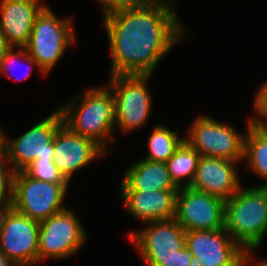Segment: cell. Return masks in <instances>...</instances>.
<instances>
[{"label": "cell", "mask_w": 267, "mask_h": 266, "mask_svg": "<svg viewBox=\"0 0 267 266\" xmlns=\"http://www.w3.org/2000/svg\"><path fill=\"white\" fill-rule=\"evenodd\" d=\"M176 9L161 0L103 14L111 56L110 75H151L185 37Z\"/></svg>", "instance_id": "cell-1"}, {"label": "cell", "mask_w": 267, "mask_h": 266, "mask_svg": "<svg viewBox=\"0 0 267 266\" xmlns=\"http://www.w3.org/2000/svg\"><path fill=\"white\" fill-rule=\"evenodd\" d=\"M83 94L58 108L63 122L71 131L92 139L107 152L109 149L106 145L112 141L110 138L115 128L112 90L108 86L90 88Z\"/></svg>", "instance_id": "cell-2"}, {"label": "cell", "mask_w": 267, "mask_h": 266, "mask_svg": "<svg viewBox=\"0 0 267 266\" xmlns=\"http://www.w3.org/2000/svg\"><path fill=\"white\" fill-rule=\"evenodd\" d=\"M224 228L246 251L260 247L267 234V187L241 186L225 200Z\"/></svg>", "instance_id": "cell-3"}, {"label": "cell", "mask_w": 267, "mask_h": 266, "mask_svg": "<svg viewBox=\"0 0 267 266\" xmlns=\"http://www.w3.org/2000/svg\"><path fill=\"white\" fill-rule=\"evenodd\" d=\"M51 9L47 5L37 16L24 47L46 75L62 58L66 48L75 42L71 19L59 18Z\"/></svg>", "instance_id": "cell-4"}, {"label": "cell", "mask_w": 267, "mask_h": 266, "mask_svg": "<svg viewBox=\"0 0 267 266\" xmlns=\"http://www.w3.org/2000/svg\"><path fill=\"white\" fill-rule=\"evenodd\" d=\"M152 75H113L107 86L114 96L115 127L124 132L145 126L152 107L148 82ZM118 124V125H117Z\"/></svg>", "instance_id": "cell-5"}, {"label": "cell", "mask_w": 267, "mask_h": 266, "mask_svg": "<svg viewBox=\"0 0 267 266\" xmlns=\"http://www.w3.org/2000/svg\"><path fill=\"white\" fill-rule=\"evenodd\" d=\"M68 185L30 178L23 171L15 172L12 208L33 220H46L67 208L63 200Z\"/></svg>", "instance_id": "cell-6"}, {"label": "cell", "mask_w": 267, "mask_h": 266, "mask_svg": "<svg viewBox=\"0 0 267 266\" xmlns=\"http://www.w3.org/2000/svg\"><path fill=\"white\" fill-rule=\"evenodd\" d=\"M63 124L62 114L57 108L18 138L10 139L5 134L4 155L13 170L22 171L34 160H53V140Z\"/></svg>", "instance_id": "cell-7"}, {"label": "cell", "mask_w": 267, "mask_h": 266, "mask_svg": "<svg viewBox=\"0 0 267 266\" xmlns=\"http://www.w3.org/2000/svg\"><path fill=\"white\" fill-rule=\"evenodd\" d=\"M184 140L201 156L240 162L244 159L245 133L217 122L210 116H200L191 124Z\"/></svg>", "instance_id": "cell-8"}, {"label": "cell", "mask_w": 267, "mask_h": 266, "mask_svg": "<svg viewBox=\"0 0 267 266\" xmlns=\"http://www.w3.org/2000/svg\"><path fill=\"white\" fill-rule=\"evenodd\" d=\"M73 210L54 214L39 224L38 263L44 259H65L80 250L86 241V232Z\"/></svg>", "instance_id": "cell-9"}, {"label": "cell", "mask_w": 267, "mask_h": 266, "mask_svg": "<svg viewBox=\"0 0 267 266\" xmlns=\"http://www.w3.org/2000/svg\"><path fill=\"white\" fill-rule=\"evenodd\" d=\"M147 228L128 234L146 266H161L167 258L185 248V230L176 219L148 222Z\"/></svg>", "instance_id": "cell-10"}, {"label": "cell", "mask_w": 267, "mask_h": 266, "mask_svg": "<svg viewBox=\"0 0 267 266\" xmlns=\"http://www.w3.org/2000/svg\"><path fill=\"white\" fill-rule=\"evenodd\" d=\"M225 200L190 187L179 188L176 217L185 231L224 228Z\"/></svg>", "instance_id": "cell-11"}, {"label": "cell", "mask_w": 267, "mask_h": 266, "mask_svg": "<svg viewBox=\"0 0 267 266\" xmlns=\"http://www.w3.org/2000/svg\"><path fill=\"white\" fill-rule=\"evenodd\" d=\"M39 224L12 208L0 234V251L17 266H35L38 263Z\"/></svg>", "instance_id": "cell-12"}, {"label": "cell", "mask_w": 267, "mask_h": 266, "mask_svg": "<svg viewBox=\"0 0 267 266\" xmlns=\"http://www.w3.org/2000/svg\"><path fill=\"white\" fill-rule=\"evenodd\" d=\"M186 247L203 266H239L246 250L225 228L185 231Z\"/></svg>", "instance_id": "cell-13"}, {"label": "cell", "mask_w": 267, "mask_h": 266, "mask_svg": "<svg viewBox=\"0 0 267 266\" xmlns=\"http://www.w3.org/2000/svg\"><path fill=\"white\" fill-rule=\"evenodd\" d=\"M53 163L70 182L74 172L107 152L92 139L82 137L63 124L55 134Z\"/></svg>", "instance_id": "cell-14"}, {"label": "cell", "mask_w": 267, "mask_h": 266, "mask_svg": "<svg viewBox=\"0 0 267 266\" xmlns=\"http://www.w3.org/2000/svg\"><path fill=\"white\" fill-rule=\"evenodd\" d=\"M237 163L201 156L190 188L224 200L229 199L241 187L236 170Z\"/></svg>", "instance_id": "cell-15"}, {"label": "cell", "mask_w": 267, "mask_h": 266, "mask_svg": "<svg viewBox=\"0 0 267 266\" xmlns=\"http://www.w3.org/2000/svg\"><path fill=\"white\" fill-rule=\"evenodd\" d=\"M40 0H1L0 28L8 44L24 48L37 16L47 6Z\"/></svg>", "instance_id": "cell-16"}, {"label": "cell", "mask_w": 267, "mask_h": 266, "mask_svg": "<svg viewBox=\"0 0 267 266\" xmlns=\"http://www.w3.org/2000/svg\"><path fill=\"white\" fill-rule=\"evenodd\" d=\"M179 189L155 191L120 190L127 211L144 223L171 220L176 217Z\"/></svg>", "instance_id": "cell-17"}, {"label": "cell", "mask_w": 267, "mask_h": 266, "mask_svg": "<svg viewBox=\"0 0 267 266\" xmlns=\"http://www.w3.org/2000/svg\"><path fill=\"white\" fill-rule=\"evenodd\" d=\"M120 190L155 191L179 189L172 181L166 163L141 158L125 170Z\"/></svg>", "instance_id": "cell-18"}, {"label": "cell", "mask_w": 267, "mask_h": 266, "mask_svg": "<svg viewBox=\"0 0 267 266\" xmlns=\"http://www.w3.org/2000/svg\"><path fill=\"white\" fill-rule=\"evenodd\" d=\"M244 141V158L249 170L267 181V131L248 119ZM267 187V183L257 185Z\"/></svg>", "instance_id": "cell-19"}, {"label": "cell", "mask_w": 267, "mask_h": 266, "mask_svg": "<svg viewBox=\"0 0 267 266\" xmlns=\"http://www.w3.org/2000/svg\"><path fill=\"white\" fill-rule=\"evenodd\" d=\"M200 157L199 152L184 140L167 160L170 177L178 188L191 186Z\"/></svg>", "instance_id": "cell-20"}, {"label": "cell", "mask_w": 267, "mask_h": 266, "mask_svg": "<svg viewBox=\"0 0 267 266\" xmlns=\"http://www.w3.org/2000/svg\"><path fill=\"white\" fill-rule=\"evenodd\" d=\"M149 137V153L144 159L164 163L184 141V137L180 138L176 131H172L162 124L155 126Z\"/></svg>", "instance_id": "cell-21"}, {"label": "cell", "mask_w": 267, "mask_h": 266, "mask_svg": "<svg viewBox=\"0 0 267 266\" xmlns=\"http://www.w3.org/2000/svg\"><path fill=\"white\" fill-rule=\"evenodd\" d=\"M28 177L50 183H70L53 160H34L22 170Z\"/></svg>", "instance_id": "cell-22"}, {"label": "cell", "mask_w": 267, "mask_h": 266, "mask_svg": "<svg viewBox=\"0 0 267 266\" xmlns=\"http://www.w3.org/2000/svg\"><path fill=\"white\" fill-rule=\"evenodd\" d=\"M13 47H11V49L3 56V58L0 60V74H6L8 72L9 74V70L11 69V67L14 68V65L17 63L18 61L21 60H25V62L27 63V65H29V70L27 72V74L25 73V76H18L16 79L17 81H21L23 80L25 77L28 78L29 75H31V71H32V67L36 66L38 68V70L40 71V73L45 77L47 76L39 67L37 62L27 53L25 48H17V52H15V50ZM17 66V65H15Z\"/></svg>", "instance_id": "cell-23"}, {"label": "cell", "mask_w": 267, "mask_h": 266, "mask_svg": "<svg viewBox=\"0 0 267 266\" xmlns=\"http://www.w3.org/2000/svg\"><path fill=\"white\" fill-rule=\"evenodd\" d=\"M14 174L15 171L7 162L5 155H0V202L13 201Z\"/></svg>", "instance_id": "cell-24"}, {"label": "cell", "mask_w": 267, "mask_h": 266, "mask_svg": "<svg viewBox=\"0 0 267 266\" xmlns=\"http://www.w3.org/2000/svg\"><path fill=\"white\" fill-rule=\"evenodd\" d=\"M253 104L257 113L255 117L252 116V122L260 125L264 119L267 120V80L258 89Z\"/></svg>", "instance_id": "cell-25"}, {"label": "cell", "mask_w": 267, "mask_h": 266, "mask_svg": "<svg viewBox=\"0 0 267 266\" xmlns=\"http://www.w3.org/2000/svg\"><path fill=\"white\" fill-rule=\"evenodd\" d=\"M102 5L103 14L111 10L123 8V7H132L139 6L150 2L152 0H98Z\"/></svg>", "instance_id": "cell-26"}, {"label": "cell", "mask_w": 267, "mask_h": 266, "mask_svg": "<svg viewBox=\"0 0 267 266\" xmlns=\"http://www.w3.org/2000/svg\"><path fill=\"white\" fill-rule=\"evenodd\" d=\"M192 254L187 247L177 249V253L164 260L161 266H189Z\"/></svg>", "instance_id": "cell-27"}, {"label": "cell", "mask_w": 267, "mask_h": 266, "mask_svg": "<svg viewBox=\"0 0 267 266\" xmlns=\"http://www.w3.org/2000/svg\"><path fill=\"white\" fill-rule=\"evenodd\" d=\"M251 250L246 251L240 261V265L239 266H267V260H264L263 262L258 261L257 264L256 262L252 263V258L250 255ZM254 264V265H252Z\"/></svg>", "instance_id": "cell-28"}, {"label": "cell", "mask_w": 267, "mask_h": 266, "mask_svg": "<svg viewBox=\"0 0 267 266\" xmlns=\"http://www.w3.org/2000/svg\"><path fill=\"white\" fill-rule=\"evenodd\" d=\"M11 209H12V202H0V234L2 232L5 218Z\"/></svg>", "instance_id": "cell-29"}, {"label": "cell", "mask_w": 267, "mask_h": 266, "mask_svg": "<svg viewBox=\"0 0 267 266\" xmlns=\"http://www.w3.org/2000/svg\"><path fill=\"white\" fill-rule=\"evenodd\" d=\"M10 49H11V46L8 44L6 37L4 36L0 28V60Z\"/></svg>", "instance_id": "cell-30"}, {"label": "cell", "mask_w": 267, "mask_h": 266, "mask_svg": "<svg viewBox=\"0 0 267 266\" xmlns=\"http://www.w3.org/2000/svg\"><path fill=\"white\" fill-rule=\"evenodd\" d=\"M0 266H17L0 251Z\"/></svg>", "instance_id": "cell-31"}, {"label": "cell", "mask_w": 267, "mask_h": 266, "mask_svg": "<svg viewBox=\"0 0 267 266\" xmlns=\"http://www.w3.org/2000/svg\"><path fill=\"white\" fill-rule=\"evenodd\" d=\"M5 134L0 129V155L4 154Z\"/></svg>", "instance_id": "cell-32"}, {"label": "cell", "mask_w": 267, "mask_h": 266, "mask_svg": "<svg viewBox=\"0 0 267 266\" xmlns=\"http://www.w3.org/2000/svg\"><path fill=\"white\" fill-rule=\"evenodd\" d=\"M189 266H203V265L198 258L192 256L189 262Z\"/></svg>", "instance_id": "cell-33"}, {"label": "cell", "mask_w": 267, "mask_h": 266, "mask_svg": "<svg viewBox=\"0 0 267 266\" xmlns=\"http://www.w3.org/2000/svg\"><path fill=\"white\" fill-rule=\"evenodd\" d=\"M162 2H164L166 5H168L169 7L176 9L175 6L176 4H174V0H161Z\"/></svg>", "instance_id": "cell-34"}, {"label": "cell", "mask_w": 267, "mask_h": 266, "mask_svg": "<svg viewBox=\"0 0 267 266\" xmlns=\"http://www.w3.org/2000/svg\"><path fill=\"white\" fill-rule=\"evenodd\" d=\"M266 131H267V121L265 120L264 123L260 124Z\"/></svg>", "instance_id": "cell-35"}]
</instances>
